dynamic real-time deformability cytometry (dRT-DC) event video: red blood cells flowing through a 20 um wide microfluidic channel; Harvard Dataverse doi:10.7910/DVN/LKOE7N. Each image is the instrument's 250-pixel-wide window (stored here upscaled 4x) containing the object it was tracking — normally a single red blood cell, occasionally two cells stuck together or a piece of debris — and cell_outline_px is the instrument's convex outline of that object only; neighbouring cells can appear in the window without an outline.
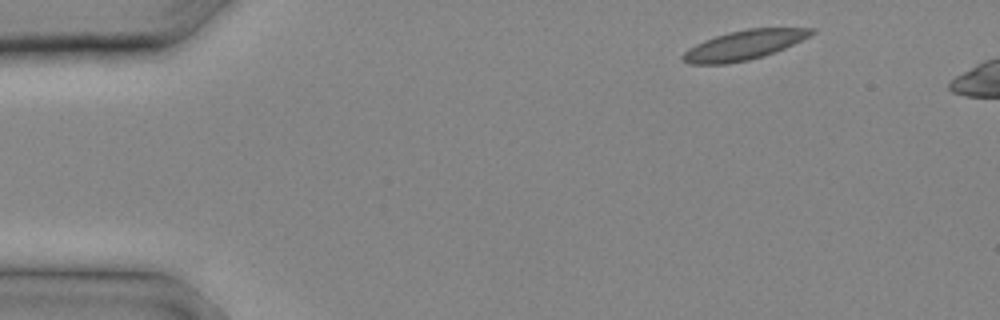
{"species": "common noctule bat (a hibernating species)", "species_latin": "Nyctalus noctula", "temperature_condition": "cold", "stored_images_in_passage": 7, "camera_frame_rate_fps": 3000, "um_per_image_px": 0.085, "animal": {"sex": "male", "body_mass_g": 20.4}, "frame": {"image": 1, "passage_image": 1, "time_ms": 0.0, "image_size_px": [1000, 320], "cell_outline_px": [[816, 32], [784, 48], [764, 56], [748, 60], [728, 64], [692, 64], [684, 60], [680, 56], [688, 48], [704, 40], [728, 32], [748, 28], [816, 28]], "centroid_in_image_um": [63.22, 3.83], "position_along_channel_um": 21.8, "area_um2": 21.91}}